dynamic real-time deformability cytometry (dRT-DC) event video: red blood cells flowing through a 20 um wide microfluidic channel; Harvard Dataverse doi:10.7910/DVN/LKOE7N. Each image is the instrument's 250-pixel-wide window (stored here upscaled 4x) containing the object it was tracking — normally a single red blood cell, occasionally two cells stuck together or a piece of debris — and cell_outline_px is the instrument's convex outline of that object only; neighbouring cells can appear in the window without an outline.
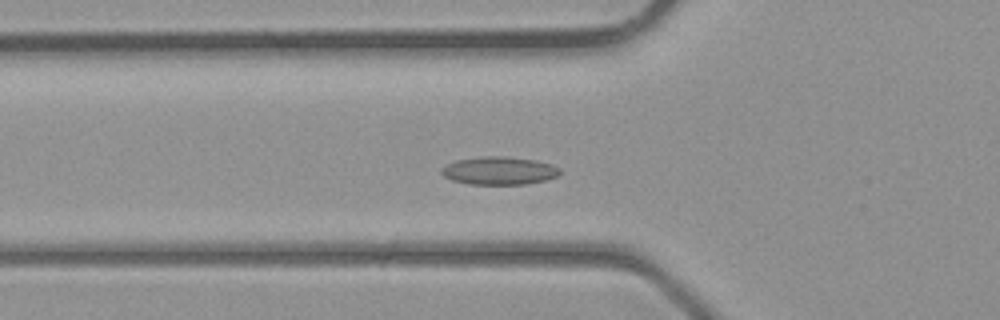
{"species": "common noctule bat (a hibernating species)", "species_latin": "Nyctalus noctula", "temperature_condition": "room temperature", "stored_images_in_passage": 28, "camera_frame_rate_fps": 3000, "um_per_image_px": 0.085, "animal": {"sex": "male", "body_mass_g": 23.1, "forearm_length_mm": 52.7}, "frame": {"image": 1, "passage_image": 2, "time_ms": 0.333, "image_size_px": [1000, 320], "cell_outline_px": [[560, 172], [556, 176], [544, 180], [524, 184], [468, 184], [452, 180], [444, 176], [440, 172], [440, 168], [456, 160], [480, 156], [504, 156], [536, 160], [552, 164], [560, 168]], "centroid_in_image_um": [42.4, 14.5], "position_along_channel_um": 83.4, "area_um2": 19.31}}
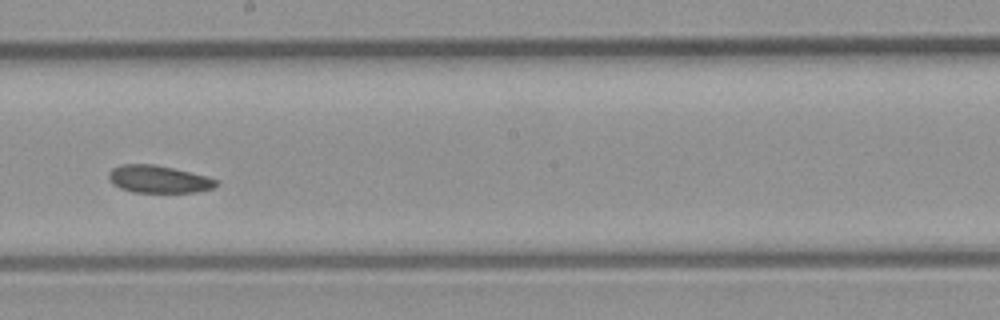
{"frame": {"image": 2, "passage_image": 11, "time_ms": 3.333, "image_size_px": [1000, 320], "cell_outline_px": [[216, 184], [212, 188], [196, 192], [132, 192], [120, 188], [112, 184], [108, 176], [108, 172], [112, 168], [120, 164], [156, 164], [204, 176], [216, 180]], "centroid_in_image_um": [13.39, 15.23], "position_along_channel_um": 234.8, "area_um2": 16.99}}
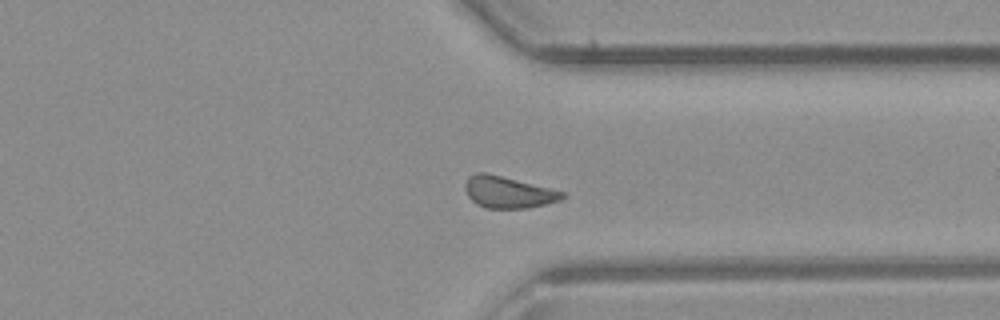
{"frame": {"image": 3, "passage_image": 19, "time_ms": 6.0, "image_size_px": [1000, 320], "cell_outline_px": [[568, 196], [560, 200], [528, 208], [484, 208], [476, 204], [468, 196], [464, 188], [464, 184], [468, 176], [476, 172], [484, 172], [564, 192]], "centroid_in_image_um": [43.15, 16.34], "position_along_channel_um": 368.3, "area_um2": 17.74}}